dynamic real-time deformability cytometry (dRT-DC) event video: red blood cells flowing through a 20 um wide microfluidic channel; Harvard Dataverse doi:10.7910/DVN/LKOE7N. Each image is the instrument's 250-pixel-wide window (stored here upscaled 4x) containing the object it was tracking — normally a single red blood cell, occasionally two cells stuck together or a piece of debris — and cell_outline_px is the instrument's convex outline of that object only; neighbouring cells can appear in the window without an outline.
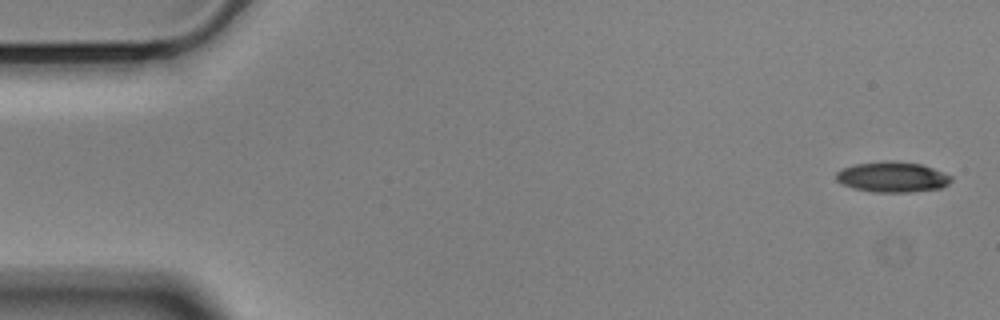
{"species": "Egyptian fruit bat (a non-hibernating species)", "species_latin": "Rousettus aegyptiacus", "temperature_condition": "cold", "stored_images_in_passage": 55, "camera_frame_rate_fps": 3000, "um_per_image_px": 0.085, "animal": {"sex": "male"}, "frame": {"image": 1, "passage_image": 1, "time_ms": 0.0, "image_size_px": [1000, 320], "cell_outline_px": [[952, 180], [948, 184], [940, 188], [908, 192], [872, 192], [852, 188], [836, 180], [836, 172], [844, 168], [856, 164], [884, 160], [892, 160], [920, 164], [932, 168], [952, 176]], "centroid_in_image_um": [75.84, 15.04], "position_along_channel_um": 9.2, "area_um2": 20.35}}
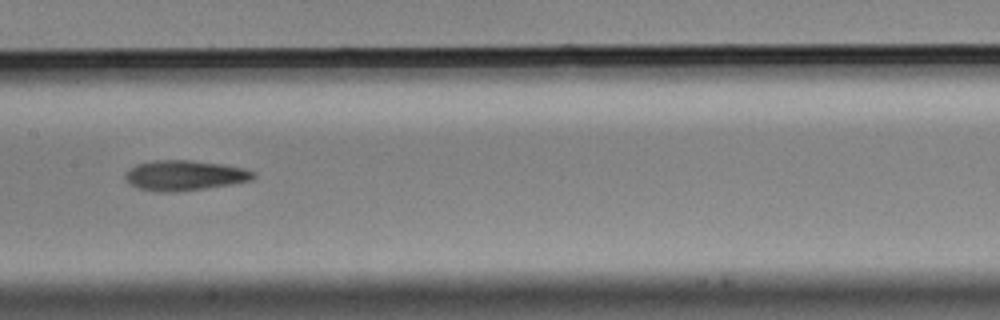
{"frame": {"image": 2, "passage_image": 27, "time_ms": 8.667, "image_size_px": [1000, 320], "cell_outline_px": [[256, 176], [252, 180], [232, 184], [180, 192], [156, 192], [140, 188], [128, 184], [124, 180], [124, 176], [136, 164], [156, 160], [188, 160], [224, 164], [244, 168], [256, 172]], "centroid_in_image_um": [15.71, 14.92], "position_along_channel_um": 191.7, "area_um2": 22.72}}
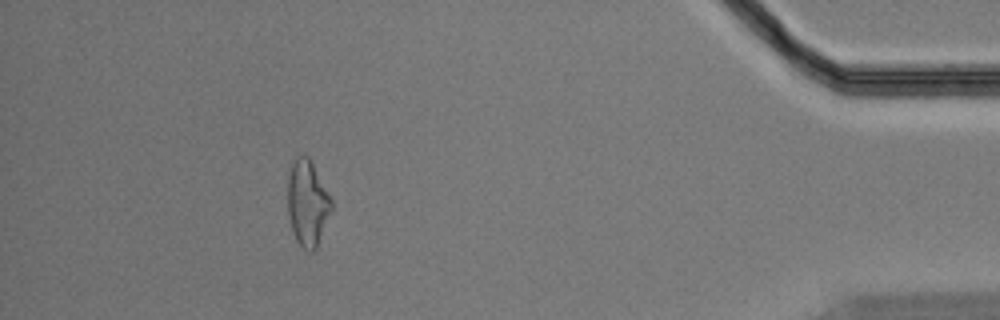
{"frame": {"image": 3, "passage_image": 50, "time_ms": 16.333, "image_size_px": [1000, 320], "cell_outline_px": [[332, 208], [316, 248], [312, 252], [308, 252], [296, 240], [288, 216], [288, 176], [292, 164], [296, 156], [308, 156], [332, 200]], "centroid_in_image_um": [26.12, 17.27], "position_along_channel_um": 409.1, "area_um2": 21.44}, "authors_computed_cell_mechanics": {"area_um2": 21.8484, "velocity_mm_per_s": 3.5662, "shape_relaxation_time_tau1_ms": 5.5695, "shape_relaxation_time_tau2_ms": null, "deformation_change_tau1": 0.1701, "deformation_change_tau2": null}}